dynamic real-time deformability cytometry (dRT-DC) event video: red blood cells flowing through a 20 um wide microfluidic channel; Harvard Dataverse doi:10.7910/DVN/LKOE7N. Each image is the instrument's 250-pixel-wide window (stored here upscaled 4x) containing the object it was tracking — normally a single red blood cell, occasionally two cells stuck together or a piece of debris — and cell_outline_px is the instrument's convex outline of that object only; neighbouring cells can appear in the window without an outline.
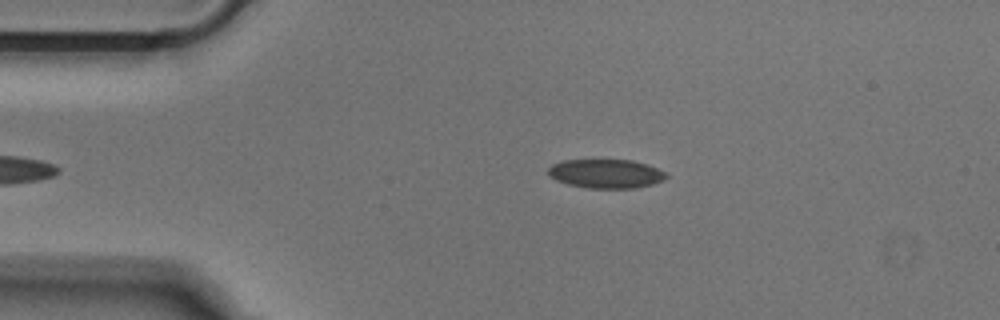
{"species": "Egyptian fruit bat (a non-hibernating species)", "species_latin": "Rousettus aegyptiacus", "temperature_condition": "cold", "stored_images_in_passage": 47, "camera_frame_rate_fps": 3000, "um_per_image_px": 0.085, "animal": {"sex": "male"}, "frame": {"image": 1, "passage_image": 6, "time_ms": 1.667, "image_size_px": [1000, 320], "cell_outline_px": [[668, 176], [664, 180], [652, 184], [632, 188], [588, 188], [568, 184], [556, 180], [548, 176], [548, 168], [552, 164], [564, 160], [632, 160], [648, 164], [668, 172]], "centroid_in_image_um": [51.53, 14.76], "position_along_channel_um": 33.5, "area_um2": 20.06}}
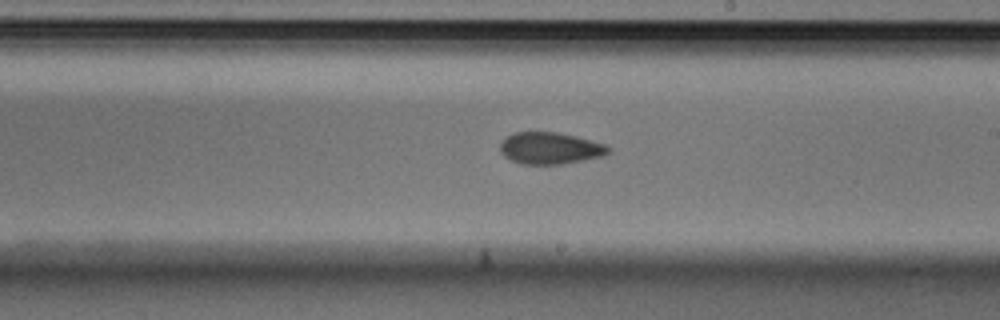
{"frame": {"image": 2, "passage_image": 25, "time_ms": 8.0, "image_size_px": [1000, 320], "cell_outline_px": [[612, 152], [604, 156], [564, 164], [520, 164], [504, 156], [500, 152], [500, 144], [504, 136], [516, 132], [556, 132], [576, 136], [604, 144], [612, 148]], "centroid_in_image_um": [46.77, 12.6], "position_along_channel_um": 242.2, "area_um2": 20.29}}
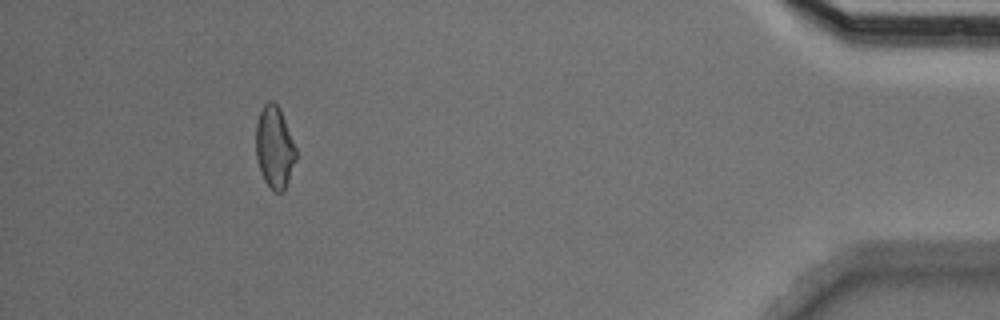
{"frame": {"image": 3, "passage_image": 43, "time_ms": 14.0, "image_size_px": [1000, 320], "cell_outline_px": [[296, 160], [284, 192], [276, 192], [264, 180], [256, 156], [256, 124], [260, 112], [264, 104], [268, 100], [272, 100], [280, 108], [296, 148]], "centroid_in_image_um": [23.34, 12.5], "position_along_channel_um": 411.9, "area_um2": 19.02}}